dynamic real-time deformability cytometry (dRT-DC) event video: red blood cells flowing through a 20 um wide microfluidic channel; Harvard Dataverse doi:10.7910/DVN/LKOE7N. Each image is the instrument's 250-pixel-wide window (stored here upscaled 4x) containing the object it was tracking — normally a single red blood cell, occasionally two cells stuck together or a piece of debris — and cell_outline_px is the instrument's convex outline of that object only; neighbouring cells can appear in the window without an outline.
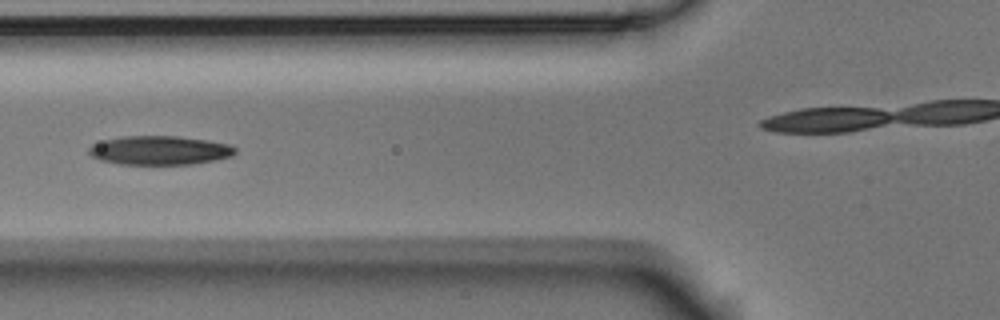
{"species": "Egyptian fruit bat (a non-hibernating species)", "species_latin": "Rousettus aegyptiacus", "temperature_condition": "room temperature", "stored_images_in_passage": 9, "camera_frame_rate_fps": 3000, "um_per_image_px": 0.085, "animal": {"sex": "male"}, "frame": {"image": 1, "passage_image": 6, "time_ms": 1.667, "image_size_px": [1000, 320], "cell_outline_px": [[236, 152], [232, 156], [192, 164], [120, 164], [100, 160], [92, 156], [88, 152], [88, 148], [92, 144], [104, 140], [124, 136], [176, 136], [204, 140], [228, 144], [236, 148]], "centroid_in_image_um": [13.53, 12.78], "position_along_channel_um": 112.3, "area_um2": 24.45}}
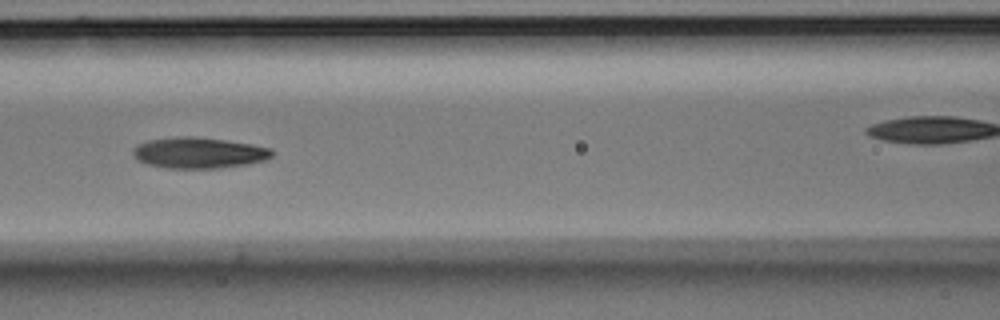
{"frame": {"image": 2, "passage_image": 7, "time_ms": 2.0, "image_size_px": [1000, 320], "cell_outline_px": [[272, 156], [264, 160], [248, 164], [216, 168], [168, 168], [148, 164], [140, 160], [132, 152], [140, 144], [148, 140], [176, 136], [196, 136], [252, 144], [272, 148]], "centroid_in_image_um": [16.94, 12.98], "position_along_channel_um": 149.7, "area_um2": 24.8}}